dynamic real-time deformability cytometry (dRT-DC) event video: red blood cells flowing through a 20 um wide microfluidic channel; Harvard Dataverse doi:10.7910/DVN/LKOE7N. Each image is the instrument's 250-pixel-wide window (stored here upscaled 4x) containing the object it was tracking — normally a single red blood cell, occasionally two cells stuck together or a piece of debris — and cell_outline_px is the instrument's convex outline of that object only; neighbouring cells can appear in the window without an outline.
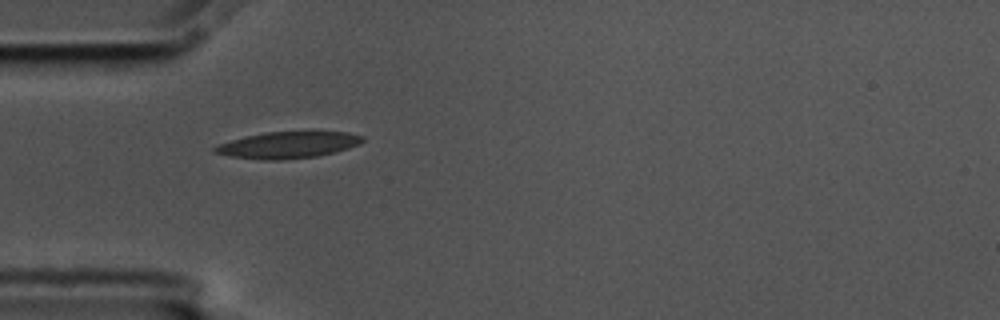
{"species": "common noctule bat (a hibernating species)", "species_latin": "Nyctalus noctula", "temperature_condition": "cold", "stored_images_in_passage": 40, "camera_frame_rate_fps": 3000, "um_per_image_px": 0.085, "animal": {"sex": "male", "body_mass_g": 17.5, "forearm_length_mm": 52.3}, "frame": {"image": 1, "passage_image": 1, "time_ms": 0.0, "image_size_px": [1000, 320], "cell_outline_px": [[364, 140], [360, 144], [348, 148], [316, 156], [280, 160], [264, 160], [232, 156], [212, 152], [212, 148], [220, 144], [244, 136], [268, 132], [348, 132], [364, 136]], "centroid_in_image_um": [24.48, 12.32], "position_along_channel_um": 60.5, "area_um2": 22.54}}
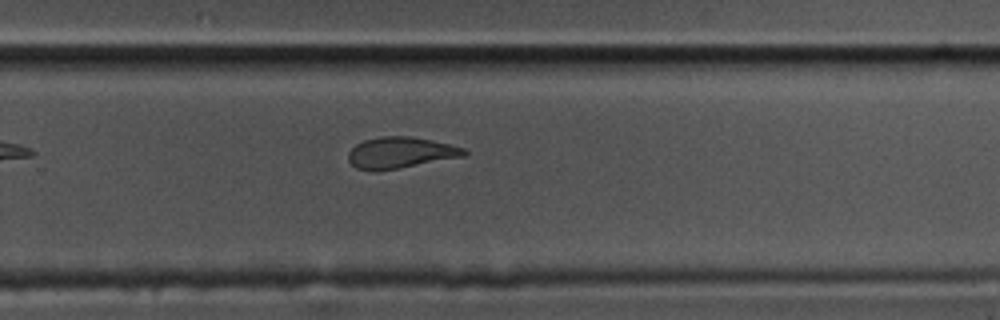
{"frame": {"image": 2, "passage_image": 21, "time_ms": 6.667, "image_size_px": [1000, 320], "cell_outline_px": [[468, 152], [464, 156], [376, 172], [372, 172], [356, 168], [348, 160], [348, 152], [356, 144], [364, 140], [380, 136], [408, 136], [432, 140], [452, 144], [464, 148]], "centroid_in_image_um": [34.01, 12.98], "position_along_channel_um": 295.8, "area_um2": 21.15}}
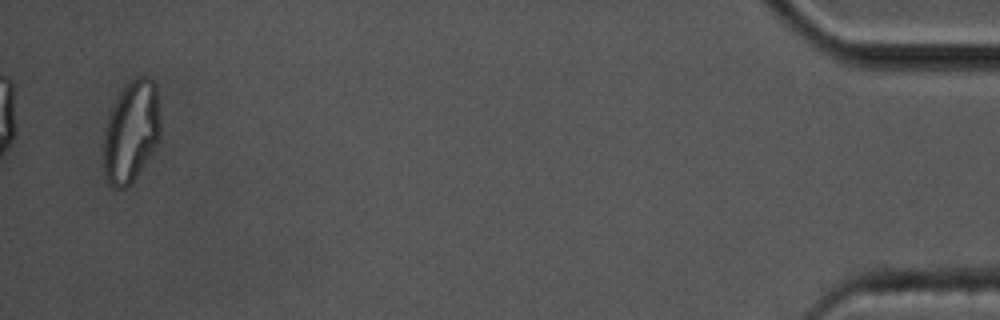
{"frame": {"image": 3, "passage_image": 39, "time_ms": 12.667, "image_size_px": [1000, 320], "cell_outline_px": [[160, 136], [156, 144], [132, 184], [124, 188], [112, 188], [104, 180], [104, 132], [112, 108], [120, 92], [128, 80], [136, 76], [148, 76], [156, 84], [160, 116]], "centroid_in_image_um": [11.15, 11.19], "position_along_channel_um": 424.0, "area_um2": 33.87}, "authors_computed_cell_mechanics": {"area_um2": 22.1374, "velocity_mm_per_s": 3.5651, "shape_relaxation_time_tau1_ms": 6.6839, "shape_relaxation_time_tau2_ms": 1.6947, "deformation_change_tau1": 0.2123, "deformation_change_tau2": 0.101}}